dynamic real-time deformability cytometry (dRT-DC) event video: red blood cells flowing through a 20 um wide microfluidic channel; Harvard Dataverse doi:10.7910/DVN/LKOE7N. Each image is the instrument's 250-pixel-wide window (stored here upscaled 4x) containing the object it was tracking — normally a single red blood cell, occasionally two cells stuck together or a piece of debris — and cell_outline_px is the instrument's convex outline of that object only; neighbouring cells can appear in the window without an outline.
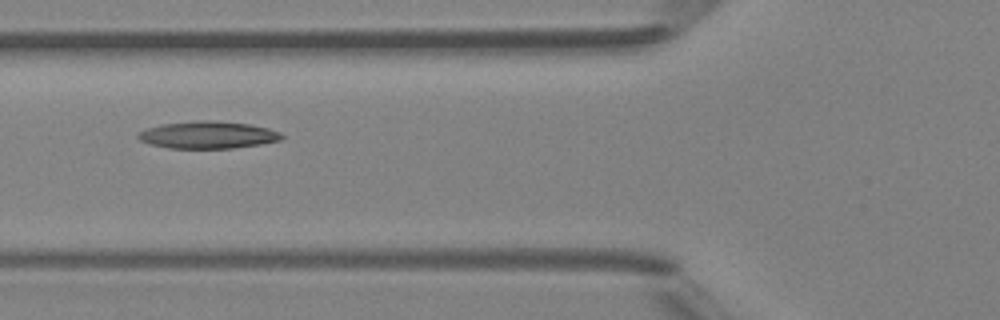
{"species": "Egyptian fruit bat (a non-hibernating species)", "species_latin": "Rousettus aegyptiacus", "temperature_condition": "room temperature", "stored_images_in_passage": 6, "camera_frame_rate_fps": 3000, "um_per_image_px": 0.085, "animal": {"sex": "female"}, "frame": {"image": 1, "passage_image": 6, "time_ms": 5.667, "image_size_px": [1000, 320], "cell_outline_px": [[284, 136], [280, 140], [260, 144], [232, 148], [168, 148], [152, 144], [140, 140], [136, 136], [140, 132], [148, 128], [160, 124], [200, 120], [208, 120], [248, 124], [268, 128], [280, 132]], "centroid_in_image_um": [17.67, 11.47], "position_along_channel_um": 108.1, "area_um2": 22.54}}